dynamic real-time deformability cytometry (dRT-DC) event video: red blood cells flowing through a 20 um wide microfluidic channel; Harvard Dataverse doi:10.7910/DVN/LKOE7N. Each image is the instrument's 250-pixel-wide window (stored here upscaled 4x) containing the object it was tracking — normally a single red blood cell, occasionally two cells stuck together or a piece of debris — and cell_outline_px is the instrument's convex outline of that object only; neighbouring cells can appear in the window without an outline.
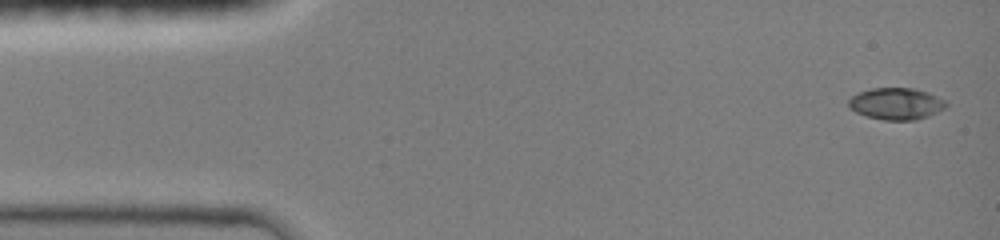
{"species": "common noctule bat (a hibernating species)", "species_latin": "Nyctalus noctula", "temperature_condition": "room temperature", "stored_images_in_passage": 19, "camera_frame_rate_fps": 3000, "um_per_image_px": 0.085, "animal": {"sex": "female", "body_mass_g": 19.0, "forearm_length_mm": 51.5}, "frame": {"image": 1, "passage_image": 1, "time_ms": 0.0, "image_size_px": [1000, 240], "cell_outline_px": [[948, 104], [944, 108], [928, 116], [916, 120], [884, 120], [864, 116], [848, 108], [848, 100], [856, 92], [872, 88], [912, 88], [928, 92], [944, 100]], "centroid_in_image_um": [76.12, 8.81], "position_along_channel_um": 8.9, "area_um2": 18.15}}
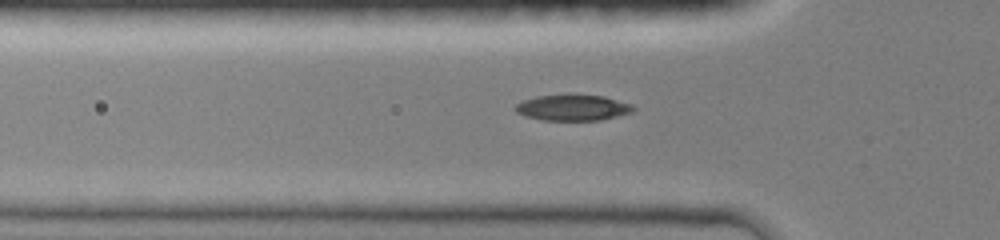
{"frame": {"image": 2, "passage_image": 9, "time_ms": 4.333, "image_size_px": [1000, 240], "cell_outline_px": [[636, 108], [632, 112], [600, 120], [544, 120], [524, 116], [516, 112], [516, 104], [524, 100], [536, 96], [572, 92], [604, 96], [632, 104]], "centroid_in_image_um": [48.69, 9.11], "position_along_channel_um": 77.1, "area_um2": 18.32}}
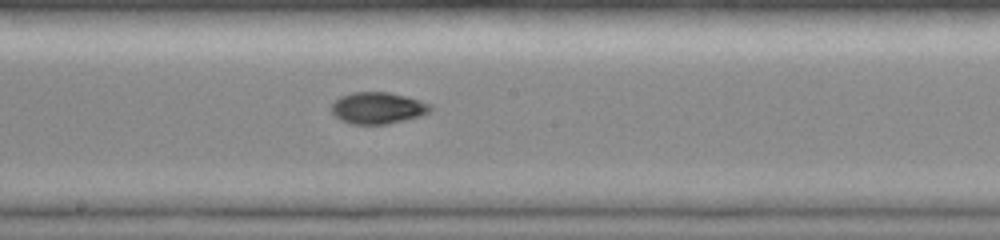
{"frame": {"image": 3, "passage_image": 19, "time_ms": 7.667, "image_size_px": [1000, 240], "cell_outline_px": [[432, 108], [424, 116], [388, 124], [352, 124], [340, 120], [332, 112], [332, 104], [340, 96], [352, 92], [388, 92], [420, 100], [432, 104]], "centroid_in_image_um": [32.14, 9.19], "position_along_channel_um": 216.1, "area_um2": 18.32}}